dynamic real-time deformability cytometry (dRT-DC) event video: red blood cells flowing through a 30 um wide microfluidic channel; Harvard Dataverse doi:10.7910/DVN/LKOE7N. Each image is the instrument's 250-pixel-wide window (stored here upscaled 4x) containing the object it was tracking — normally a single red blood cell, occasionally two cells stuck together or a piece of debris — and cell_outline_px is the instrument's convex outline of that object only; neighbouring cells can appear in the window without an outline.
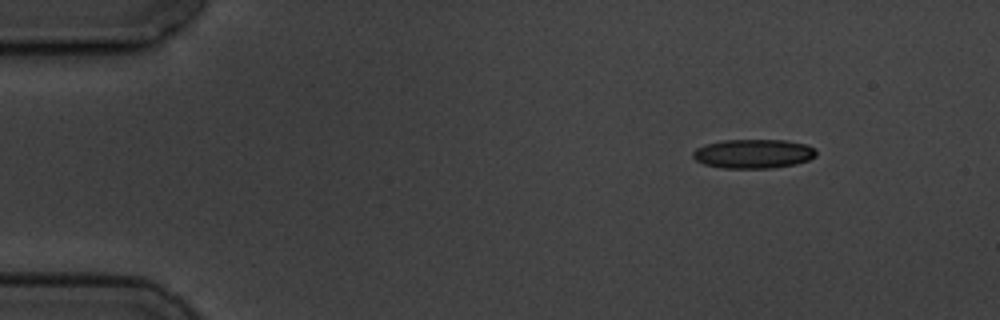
{"species": "common noctule bat (a hibernating species)", "species_latin": "Nyctalus noctula", "temperature_condition": "cold", "stored_images_in_passage": 5, "camera_frame_rate_fps": 3000, "um_per_image_px": 0.085, "animal": {"sex": "male", "body_mass_g": 19.5, "forearm_length_mm": 54.6}, "frame": {"image": 1, "passage_image": 1, "time_ms": 0.0, "image_size_px": [1000, 320], "cell_outline_px": [[816, 156], [808, 160], [792, 164], [768, 168], [724, 168], [704, 164], [696, 160], [692, 156], [692, 152], [696, 148], [704, 144], [720, 140], [784, 140], [804, 144], [816, 148]], "centroid_in_image_um": [64.0, 13.06], "position_along_channel_um": 21.0, "area_um2": 20.87}}
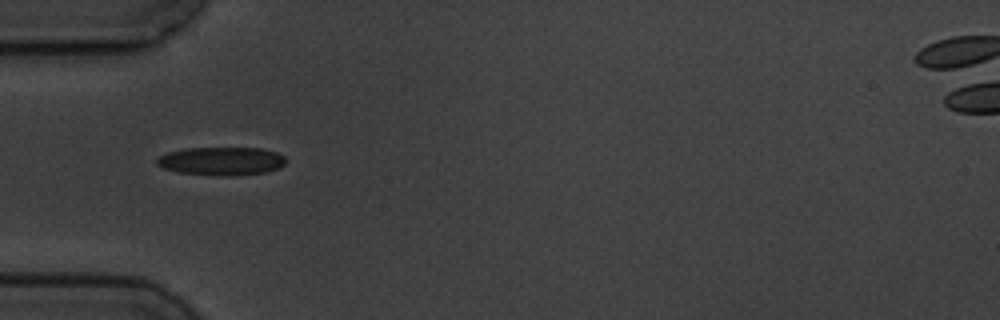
{"frame": {"image": 2, "passage_image": 4, "time_ms": 3.667, "image_size_px": [1000, 320], "cell_outline_px": [[288, 160], [280, 168], [268, 172], [224, 176], [180, 172], [164, 168], [156, 164], [156, 160], [160, 156], [168, 152], [188, 148], [260, 148], [276, 152], [284, 156]], "centroid_in_image_um": [18.87, 13.69], "position_along_channel_um": 66.1, "area_um2": 21.15}}
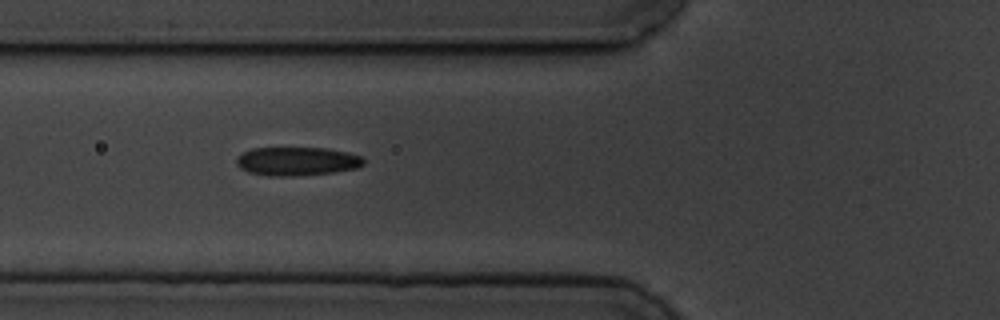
{"frame": {"image": 3, "passage_image": 5, "time_ms": 4.667, "image_size_px": [1000, 320], "cell_outline_px": [[364, 164], [356, 168], [332, 172], [292, 176], [268, 176], [248, 172], [240, 168], [236, 164], [236, 156], [252, 148], [328, 148], [348, 152], [360, 156], [364, 160]], "centroid_in_image_um": [25.21, 13.7], "position_along_channel_um": 100.6, "area_um2": 21.21}}